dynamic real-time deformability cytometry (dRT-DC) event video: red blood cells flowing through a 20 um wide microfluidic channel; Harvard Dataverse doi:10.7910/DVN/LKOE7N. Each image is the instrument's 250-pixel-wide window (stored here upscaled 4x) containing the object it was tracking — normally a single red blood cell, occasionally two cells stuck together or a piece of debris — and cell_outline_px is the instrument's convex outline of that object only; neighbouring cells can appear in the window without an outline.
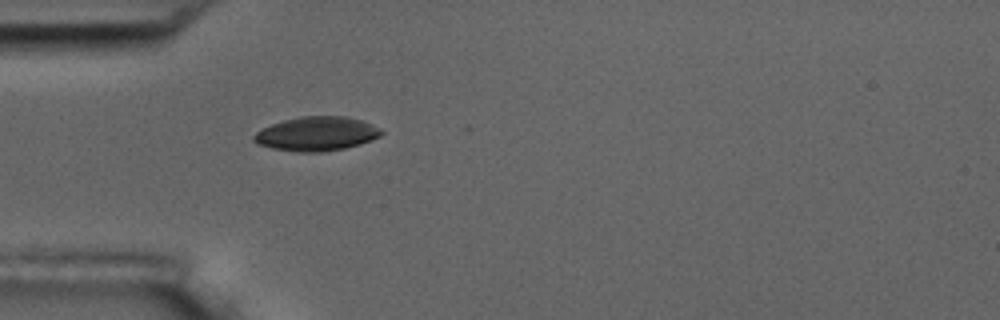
{"species": "common noctule bat (a hibernating species)", "species_latin": "Nyctalus noctula", "temperature_condition": "room temperature", "stored_images_in_passage": 11, "camera_frame_rate_fps": 3000, "um_per_image_px": 0.085, "animal": {"sex": "male", "body_mass_g": 17.5, "forearm_length_mm": 52.3}, "frame": {"image": 1, "passage_image": 1, "time_ms": 0.0, "image_size_px": [1000, 320], "cell_outline_px": [[384, 132], [380, 136], [372, 140], [360, 144], [344, 148], [324, 152], [296, 152], [272, 148], [256, 144], [252, 140], [252, 136], [256, 132], [272, 124], [284, 120], [300, 116], [344, 116], [360, 120], [372, 124], [380, 128]], "centroid_in_image_um": [26.9, 11.38], "position_along_channel_um": 58.1, "area_um2": 25.43}}